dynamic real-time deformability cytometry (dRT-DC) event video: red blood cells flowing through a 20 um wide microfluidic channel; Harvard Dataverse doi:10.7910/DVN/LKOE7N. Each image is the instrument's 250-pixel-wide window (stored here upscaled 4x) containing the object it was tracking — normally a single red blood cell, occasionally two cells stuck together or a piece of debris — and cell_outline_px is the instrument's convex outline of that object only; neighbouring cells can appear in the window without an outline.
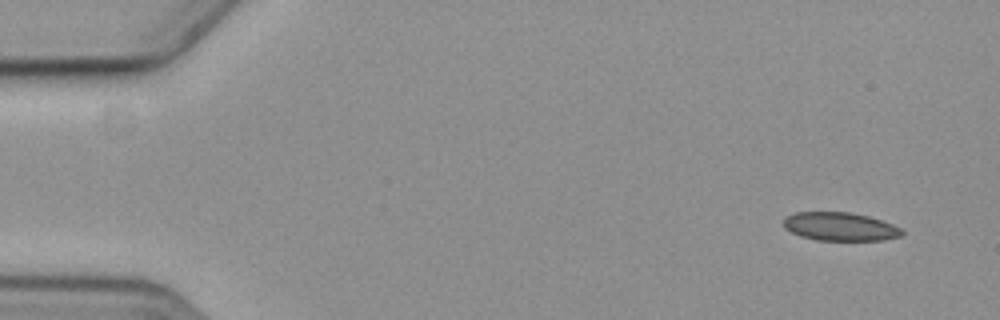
{"species": "common noctule bat (a hibernating species)", "species_latin": "Nyctalus noctula", "temperature_condition": "cold", "stored_images_in_passage": 5, "camera_frame_rate_fps": 3000, "um_per_image_px": 0.085, "animal": {"sex": "female", "body_mass_g": 19.3, "forearm_length_mm": 54.1}, "frame": {"image": 1, "passage_image": 1, "time_ms": 0.0, "image_size_px": [1000, 320], "cell_outline_px": [[904, 236], [884, 240], [816, 240], [800, 236], [784, 228], [784, 216], [796, 212], [848, 212], [868, 216], [892, 224], [900, 228], [904, 232]], "centroid_in_image_um": [71.4, 19.26], "position_along_channel_um": 13.6, "area_um2": 19.65}}